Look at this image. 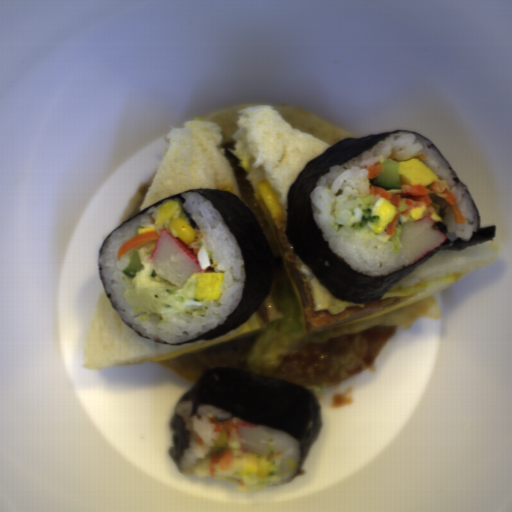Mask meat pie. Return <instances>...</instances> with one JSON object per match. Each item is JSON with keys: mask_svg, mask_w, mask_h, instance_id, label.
Listing matches in <instances>:
<instances>
[{"mask_svg": "<svg viewBox=\"0 0 512 512\" xmlns=\"http://www.w3.org/2000/svg\"><path fill=\"white\" fill-rule=\"evenodd\" d=\"M228 165L239 185L241 201L258 220L259 224L271 222L242 162L243 157L234 156L235 141L222 144Z\"/></svg>", "mask_w": 512, "mask_h": 512, "instance_id": "3", "label": "meat pie"}, {"mask_svg": "<svg viewBox=\"0 0 512 512\" xmlns=\"http://www.w3.org/2000/svg\"><path fill=\"white\" fill-rule=\"evenodd\" d=\"M258 333L255 329L233 341L160 364L175 376L194 383L206 371L215 367L238 368L250 372L249 353Z\"/></svg>", "mask_w": 512, "mask_h": 512, "instance_id": "2", "label": "meat pie"}, {"mask_svg": "<svg viewBox=\"0 0 512 512\" xmlns=\"http://www.w3.org/2000/svg\"><path fill=\"white\" fill-rule=\"evenodd\" d=\"M395 334L394 326L310 343L286 360L275 376L305 388L329 387L366 371Z\"/></svg>", "mask_w": 512, "mask_h": 512, "instance_id": "1", "label": "meat pie"}]
</instances>
